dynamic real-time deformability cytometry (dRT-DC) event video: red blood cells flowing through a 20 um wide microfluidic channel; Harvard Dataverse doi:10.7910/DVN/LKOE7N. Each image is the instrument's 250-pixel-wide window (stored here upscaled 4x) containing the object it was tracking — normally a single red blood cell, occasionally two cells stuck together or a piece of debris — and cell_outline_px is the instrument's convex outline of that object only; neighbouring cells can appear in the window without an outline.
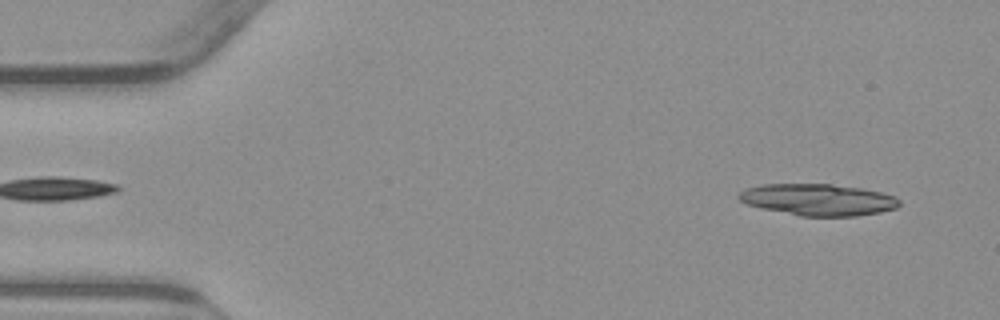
{"species": "common noctule bat (a hibernating species)", "species_latin": "Nyctalus noctula", "temperature_condition": "warm", "stored_images_in_passage": 22, "camera_frame_rate_fps": 3000, "um_per_image_px": 0.085, "animal": {"sex": "male", "body_mass_g": 23.1, "forearm_length_mm": 52.7}, "frame": {"image": 1, "passage_image": 3, "time_ms": 0.667, "image_size_px": [1000, 320], "cell_outline_px": [[900, 204], [896, 208], [880, 212], [856, 216], [800, 216], [760, 208], [748, 204], [740, 200], [736, 196], [740, 192], [748, 188], [764, 184], [832, 184], [860, 188], [880, 192], [896, 196], [900, 200]], "centroid_in_image_um": [69.56, 16.98], "position_along_channel_um": 15.4, "area_um2": 29.54}}